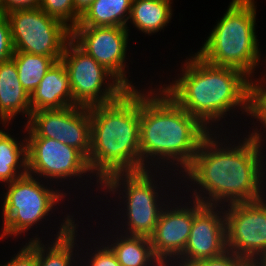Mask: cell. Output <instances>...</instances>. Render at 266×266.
<instances>
[{
  "instance_id": "obj_1",
  "label": "cell",
  "mask_w": 266,
  "mask_h": 266,
  "mask_svg": "<svg viewBox=\"0 0 266 266\" xmlns=\"http://www.w3.org/2000/svg\"><path fill=\"white\" fill-rule=\"evenodd\" d=\"M257 130L232 147L231 144L223 145L224 141L218 142L214 133H209L203 139L192 163L184 171V177L188 176L187 179L198 185V190L201 189H193L194 200L215 206L225 203L223 206L226 208L229 204L264 198L261 195L265 174L262 171L265 157L261 152L264 144L261 142L264 140L261 131ZM202 191L209 196L202 195Z\"/></svg>"
},
{
  "instance_id": "obj_2",
  "label": "cell",
  "mask_w": 266,
  "mask_h": 266,
  "mask_svg": "<svg viewBox=\"0 0 266 266\" xmlns=\"http://www.w3.org/2000/svg\"><path fill=\"white\" fill-rule=\"evenodd\" d=\"M158 90L145 91V94L140 91L139 144L142 168L150 170L149 162L154 164L153 159H156L160 161L157 162L159 165L163 160L182 167L180 170L184 174L203 139L212 131L191 116L163 89Z\"/></svg>"
},
{
  "instance_id": "obj_3",
  "label": "cell",
  "mask_w": 266,
  "mask_h": 266,
  "mask_svg": "<svg viewBox=\"0 0 266 266\" xmlns=\"http://www.w3.org/2000/svg\"><path fill=\"white\" fill-rule=\"evenodd\" d=\"M183 67L182 76L161 89L208 130L236 107L249 115L250 79L245 73L212 65L196 53Z\"/></svg>"
},
{
  "instance_id": "obj_4",
  "label": "cell",
  "mask_w": 266,
  "mask_h": 266,
  "mask_svg": "<svg viewBox=\"0 0 266 266\" xmlns=\"http://www.w3.org/2000/svg\"><path fill=\"white\" fill-rule=\"evenodd\" d=\"M89 111L91 153L87 161L97 184L115 173L145 171L139 144L140 89L126 90L115 101Z\"/></svg>"
},
{
  "instance_id": "obj_5",
  "label": "cell",
  "mask_w": 266,
  "mask_h": 266,
  "mask_svg": "<svg viewBox=\"0 0 266 266\" xmlns=\"http://www.w3.org/2000/svg\"><path fill=\"white\" fill-rule=\"evenodd\" d=\"M256 9L254 0H232L196 54L212 65L238 69L251 79L261 56Z\"/></svg>"
},
{
  "instance_id": "obj_6",
  "label": "cell",
  "mask_w": 266,
  "mask_h": 266,
  "mask_svg": "<svg viewBox=\"0 0 266 266\" xmlns=\"http://www.w3.org/2000/svg\"><path fill=\"white\" fill-rule=\"evenodd\" d=\"M7 185L2 207L4 223L1 239L28 231L48 216L52 208L66 196V192L48 189L28 173Z\"/></svg>"
},
{
  "instance_id": "obj_7",
  "label": "cell",
  "mask_w": 266,
  "mask_h": 266,
  "mask_svg": "<svg viewBox=\"0 0 266 266\" xmlns=\"http://www.w3.org/2000/svg\"><path fill=\"white\" fill-rule=\"evenodd\" d=\"M150 173V170L115 173L101 182L100 188H103V191L105 188L106 193L116 194L120 190L118 188L124 189L123 192L126 195H123V198H127L124 200L127 208L125 209L127 216L125 235L150 238L164 209L162 207L166 206L165 203L162 206L159 203L161 199L158 198L161 197L156 190L159 187H157L158 184L154 185L155 180Z\"/></svg>"
},
{
  "instance_id": "obj_8",
  "label": "cell",
  "mask_w": 266,
  "mask_h": 266,
  "mask_svg": "<svg viewBox=\"0 0 266 266\" xmlns=\"http://www.w3.org/2000/svg\"><path fill=\"white\" fill-rule=\"evenodd\" d=\"M61 61L68 72L72 98L76 106L90 108L111 103L127 90L72 39L66 43ZM105 79L109 81L106 82Z\"/></svg>"
},
{
  "instance_id": "obj_9",
  "label": "cell",
  "mask_w": 266,
  "mask_h": 266,
  "mask_svg": "<svg viewBox=\"0 0 266 266\" xmlns=\"http://www.w3.org/2000/svg\"><path fill=\"white\" fill-rule=\"evenodd\" d=\"M10 23L14 52L61 60L71 29L42 9H18L5 14Z\"/></svg>"
},
{
  "instance_id": "obj_10",
  "label": "cell",
  "mask_w": 266,
  "mask_h": 266,
  "mask_svg": "<svg viewBox=\"0 0 266 266\" xmlns=\"http://www.w3.org/2000/svg\"><path fill=\"white\" fill-rule=\"evenodd\" d=\"M27 138H50L79 150L87 159L91 153L89 108L70 106L32 112L25 126Z\"/></svg>"
},
{
  "instance_id": "obj_11",
  "label": "cell",
  "mask_w": 266,
  "mask_h": 266,
  "mask_svg": "<svg viewBox=\"0 0 266 266\" xmlns=\"http://www.w3.org/2000/svg\"><path fill=\"white\" fill-rule=\"evenodd\" d=\"M265 202L261 198L229 204L227 210L224 208L227 249L249 265L266 254Z\"/></svg>"
},
{
  "instance_id": "obj_12",
  "label": "cell",
  "mask_w": 266,
  "mask_h": 266,
  "mask_svg": "<svg viewBox=\"0 0 266 266\" xmlns=\"http://www.w3.org/2000/svg\"><path fill=\"white\" fill-rule=\"evenodd\" d=\"M128 31L126 27L119 26L74 27L71 30V39L108 70L127 90H136V86H133L126 77L124 65Z\"/></svg>"
},
{
  "instance_id": "obj_13",
  "label": "cell",
  "mask_w": 266,
  "mask_h": 266,
  "mask_svg": "<svg viewBox=\"0 0 266 266\" xmlns=\"http://www.w3.org/2000/svg\"><path fill=\"white\" fill-rule=\"evenodd\" d=\"M27 173L50 179L82 178L91 170L87 158L74 147L50 138H26Z\"/></svg>"
},
{
  "instance_id": "obj_14",
  "label": "cell",
  "mask_w": 266,
  "mask_h": 266,
  "mask_svg": "<svg viewBox=\"0 0 266 266\" xmlns=\"http://www.w3.org/2000/svg\"><path fill=\"white\" fill-rule=\"evenodd\" d=\"M217 207L221 206L204 204L194 214L184 251L172 265L194 266L199 261L220 256L228 251L225 213L222 211L224 206L219 209L221 211H218Z\"/></svg>"
},
{
  "instance_id": "obj_15",
  "label": "cell",
  "mask_w": 266,
  "mask_h": 266,
  "mask_svg": "<svg viewBox=\"0 0 266 266\" xmlns=\"http://www.w3.org/2000/svg\"><path fill=\"white\" fill-rule=\"evenodd\" d=\"M192 201V206L179 205L172 208L171 205H166L162 210L150 237L154 255L161 263L172 264L182 255L191 232L194 214L204 205L197 200Z\"/></svg>"
},
{
  "instance_id": "obj_16",
  "label": "cell",
  "mask_w": 266,
  "mask_h": 266,
  "mask_svg": "<svg viewBox=\"0 0 266 266\" xmlns=\"http://www.w3.org/2000/svg\"><path fill=\"white\" fill-rule=\"evenodd\" d=\"M31 113L45 109L76 106L72 98L69 75L63 62H55L30 95Z\"/></svg>"
},
{
  "instance_id": "obj_17",
  "label": "cell",
  "mask_w": 266,
  "mask_h": 266,
  "mask_svg": "<svg viewBox=\"0 0 266 266\" xmlns=\"http://www.w3.org/2000/svg\"><path fill=\"white\" fill-rule=\"evenodd\" d=\"M20 112L27 115L29 119L30 95L21 85L15 62L9 59L0 63V120L2 124L6 125L11 122Z\"/></svg>"
},
{
  "instance_id": "obj_18",
  "label": "cell",
  "mask_w": 266,
  "mask_h": 266,
  "mask_svg": "<svg viewBox=\"0 0 266 266\" xmlns=\"http://www.w3.org/2000/svg\"><path fill=\"white\" fill-rule=\"evenodd\" d=\"M72 217V218H71ZM67 215L60 230L57 232L55 241L50 245H44L40 238H30L28 245L37 253L38 266H73L74 246L77 237V227L73 216ZM50 245V246H49ZM47 246V247H46ZM46 252V253H45Z\"/></svg>"
},
{
  "instance_id": "obj_19",
  "label": "cell",
  "mask_w": 266,
  "mask_h": 266,
  "mask_svg": "<svg viewBox=\"0 0 266 266\" xmlns=\"http://www.w3.org/2000/svg\"><path fill=\"white\" fill-rule=\"evenodd\" d=\"M133 0H95L75 27H126Z\"/></svg>"
},
{
  "instance_id": "obj_20",
  "label": "cell",
  "mask_w": 266,
  "mask_h": 266,
  "mask_svg": "<svg viewBox=\"0 0 266 266\" xmlns=\"http://www.w3.org/2000/svg\"><path fill=\"white\" fill-rule=\"evenodd\" d=\"M172 0H133L130 22L143 33L153 34L163 29L172 18Z\"/></svg>"
},
{
  "instance_id": "obj_21",
  "label": "cell",
  "mask_w": 266,
  "mask_h": 266,
  "mask_svg": "<svg viewBox=\"0 0 266 266\" xmlns=\"http://www.w3.org/2000/svg\"><path fill=\"white\" fill-rule=\"evenodd\" d=\"M113 241L107 246L121 266H158L161 263L154 255L150 238L122 234Z\"/></svg>"
},
{
  "instance_id": "obj_22",
  "label": "cell",
  "mask_w": 266,
  "mask_h": 266,
  "mask_svg": "<svg viewBox=\"0 0 266 266\" xmlns=\"http://www.w3.org/2000/svg\"><path fill=\"white\" fill-rule=\"evenodd\" d=\"M23 141L18 142L17 139L13 138L10 134H8V132L0 130L1 182L8 184L27 174L26 138Z\"/></svg>"
},
{
  "instance_id": "obj_23",
  "label": "cell",
  "mask_w": 266,
  "mask_h": 266,
  "mask_svg": "<svg viewBox=\"0 0 266 266\" xmlns=\"http://www.w3.org/2000/svg\"><path fill=\"white\" fill-rule=\"evenodd\" d=\"M11 59L16 64L21 85L29 95L38 87L46 72L56 62L52 57L27 52H14Z\"/></svg>"
},
{
  "instance_id": "obj_24",
  "label": "cell",
  "mask_w": 266,
  "mask_h": 266,
  "mask_svg": "<svg viewBox=\"0 0 266 266\" xmlns=\"http://www.w3.org/2000/svg\"><path fill=\"white\" fill-rule=\"evenodd\" d=\"M40 9L71 30L78 24L80 16L75 12L73 0H40ZM68 22H70L68 24Z\"/></svg>"
},
{
  "instance_id": "obj_25",
  "label": "cell",
  "mask_w": 266,
  "mask_h": 266,
  "mask_svg": "<svg viewBox=\"0 0 266 266\" xmlns=\"http://www.w3.org/2000/svg\"><path fill=\"white\" fill-rule=\"evenodd\" d=\"M252 80L253 79H250L249 115H251V117L253 116L255 119H258L257 121H260V123L263 124V127L265 128L266 127V86L262 84L265 81L263 79L262 80L259 79L260 82Z\"/></svg>"
},
{
  "instance_id": "obj_26",
  "label": "cell",
  "mask_w": 266,
  "mask_h": 266,
  "mask_svg": "<svg viewBox=\"0 0 266 266\" xmlns=\"http://www.w3.org/2000/svg\"><path fill=\"white\" fill-rule=\"evenodd\" d=\"M13 54L10 23L4 14H0V63L11 59Z\"/></svg>"
},
{
  "instance_id": "obj_27",
  "label": "cell",
  "mask_w": 266,
  "mask_h": 266,
  "mask_svg": "<svg viewBox=\"0 0 266 266\" xmlns=\"http://www.w3.org/2000/svg\"><path fill=\"white\" fill-rule=\"evenodd\" d=\"M249 264L231 251H226L220 256L197 262L194 266H248Z\"/></svg>"
},
{
  "instance_id": "obj_28",
  "label": "cell",
  "mask_w": 266,
  "mask_h": 266,
  "mask_svg": "<svg viewBox=\"0 0 266 266\" xmlns=\"http://www.w3.org/2000/svg\"><path fill=\"white\" fill-rule=\"evenodd\" d=\"M92 253L91 259L88 258V264L85 266H121L115 254L108 246L102 248L97 247V250Z\"/></svg>"
},
{
  "instance_id": "obj_29",
  "label": "cell",
  "mask_w": 266,
  "mask_h": 266,
  "mask_svg": "<svg viewBox=\"0 0 266 266\" xmlns=\"http://www.w3.org/2000/svg\"><path fill=\"white\" fill-rule=\"evenodd\" d=\"M20 249L16 256L3 266H38L37 253L27 243Z\"/></svg>"
},
{
  "instance_id": "obj_30",
  "label": "cell",
  "mask_w": 266,
  "mask_h": 266,
  "mask_svg": "<svg viewBox=\"0 0 266 266\" xmlns=\"http://www.w3.org/2000/svg\"><path fill=\"white\" fill-rule=\"evenodd\" d=\"M40 6V0H1V14L12 10L32 9Z\"/></svg>"
},
{
  "instance_id": "obj_31",
  "label": "cell",
  "mask_w": 266,
  "mask_h": 266,
  "mask_svg": "<svg viewBox=\"0 0 266 266\" xmlns=\"http://www.w3.org/2000/svg\"><path fill=\"white\" fill-rule=\"evenodd\" d=\"M95 0H73L75 12L81 17Z\"/></svg>"
},
{
  "instance_id": "obj_32",
  "label": "cell",
  "mask_w": 266,
  "mask_h": 266,
  "mask_svg": "<svg viewBox=\"0 0 266 266\" xmlns=\"http://www.w3.org/2000/svg\"><path fill=\"white\" fill-rule=\"evenodd\" d=\"M252 265L253 266H266V254L260 256Z\"/></svg>"
},
{
  "instance_id": "obj_33",
  "label": "cell",
  "mask_w": 266,
  "mask_h": 266,
  "mask_svg": "<svg viewBox=\"0 0 266 266\" xmlns=\"http://www.w3.org/2000/svg\"><path fill=\"white\" fill-rule=\"evenodd\" d=\"M172 266V264H170V263H160L158 266Z\"/></svg>"
}]
</instances>
